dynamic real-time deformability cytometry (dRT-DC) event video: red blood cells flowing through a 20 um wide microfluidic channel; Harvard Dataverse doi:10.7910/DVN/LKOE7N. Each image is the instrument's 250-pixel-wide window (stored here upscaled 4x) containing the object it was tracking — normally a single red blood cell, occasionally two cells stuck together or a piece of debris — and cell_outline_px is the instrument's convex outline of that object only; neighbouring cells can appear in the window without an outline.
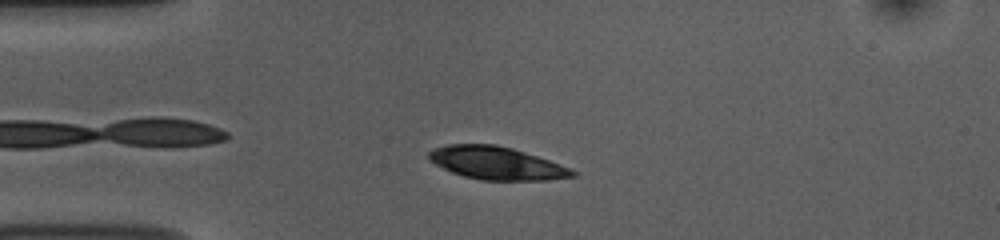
{"species": "common noctule bat (a hibernating species)", "species_latin": "Nyctalus noctula", "temperature_condition": "room temperature", "stored_images_in_passage": 45, "camera_frame_rate_fps": 3000, "um_per_image_px": 0.085, "animal": {"sex": "female", "body_mass_g": 10.0, "forearm_length_mm": 53.1}, "frame": {"image": 1, "passage_image": 5, "time_ms": 1.333, "image_size_px": [1000, 240], "cell_outline_px": [[576, 176], [548, 180], [480, 180], [464, 176], [452, 172], [428, 160], [428, 152], [432, 148], [448, 144], [496, 144], [512, 148], [548, 160], [568, 168], [576, 172]], "centroid_in_image_um": [42.15, 13.86], "position_along_channel_um": 42.8, "area_um2": 27.28}}
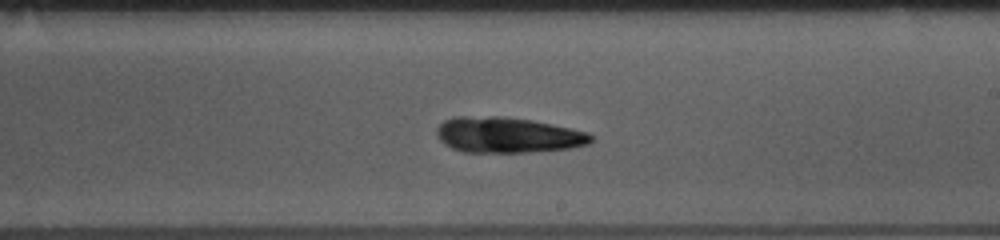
{"frame": {"image": 2, "passage_image": 23, "time_ms": 7.333, "image_size_px": [1000, 240], "cell_outline_px": [[592, 140], [588, 144], [568, 148], [528, 152], [464, 152], [452, 148], [444, 144], [436, 136], [436, 128], [444, 120], [456, 116], [500, 116], [532, 120], [572, 128], [588, 132], [592, 136]], "centroid_in_image_um": [43.11, 11.47], "position_along_channel_um": 245.9, "area_um2": 32.08}}
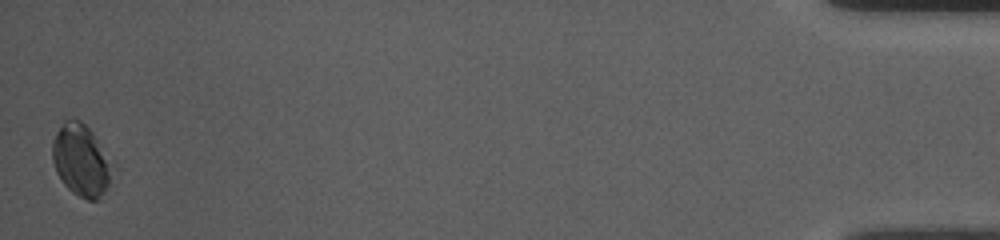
{"frame": {"image": 3, "passage_image": 45, "time_ms": 14.667, "image_size_px": [1000, 240], "cell_outline_px": [[108, 184], [104, 200], [88, 200], [72, 192], [64, 184], [56, 172], [52, 160], [52, 144], [56, 132], [64, 120], [80, 120], [92, 132], [96, 140], [104, 160], [108, 172]], "centroid_in_image_um": [6.78, 13.67], "position_along_channel_um": 428.4, "area_um2": 23.81}, "authors_computed_cell_mechanics": {"area_um2": 29.478, "velocity_mm_per_s": 3.7316, "shape_relaxation_time_tau1_ms": 4.5696, "shape_relaxation_time_tau2_ms": 2.3278, "deformation_change_tau1": 0.1544, "deformation_change_tau2": 0.0739}}